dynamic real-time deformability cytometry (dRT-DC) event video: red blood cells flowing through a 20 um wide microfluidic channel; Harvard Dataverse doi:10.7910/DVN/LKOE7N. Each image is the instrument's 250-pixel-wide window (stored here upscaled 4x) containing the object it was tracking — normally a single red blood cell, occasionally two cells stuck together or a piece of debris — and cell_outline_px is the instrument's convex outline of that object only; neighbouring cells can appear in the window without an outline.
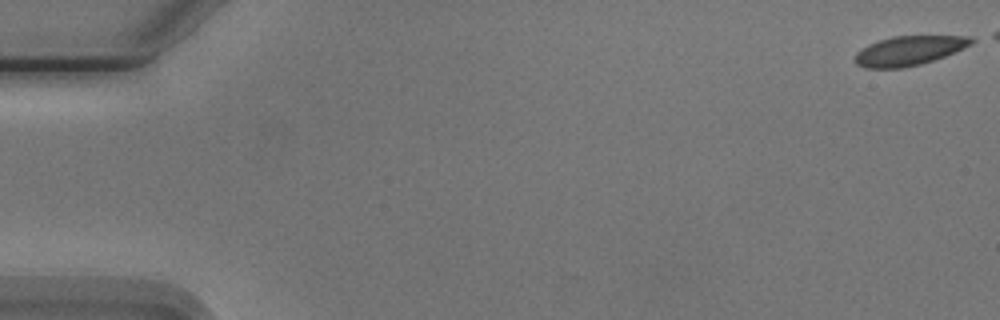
{"species": "Egyptian fruit bat (a non-hibernating species)", "species_latin": "Rousettus aegyptiacus", "temperature_condition": "cold", "stored_images_in_passage": 8, "camera_frame_rate_fps": 3000, "um_per_image_px": 0.085, "animal": {"sex": "male"}, "frame": {"image": 1, "passage_image": 1, "time_ms": 0.0, "image_size_px": [1000, 320], "cell_outline_px": [[980, 40], [956, 52], [920, 64], [904, 68], [864, 68], [856, 64], [856, 52], [868, 44], [892, 36], [972, 36]], "centroid_in_image_um": [77.32, 4.3], "position_along_channel_um": 7.7, "area_um2": 20.06}}
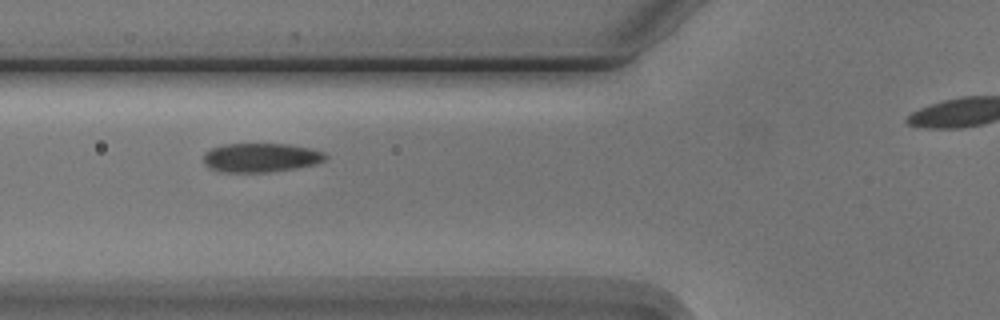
{"frame": {"image": 2, "passage_image": 7, "time_ms": 6.667, "image_size_px": [1000, 320], "cell_outline_px": [[328, 156], [324, 160], [316, 164], [296, 168], [268, 172], [220, 172], [208, 168], [204, 164], [204, 152], [212, 148], [224, 144], [288, 144], [312, 148], [324, 152]], "centroid_in_image_um": [22.17, 13.4], "position_along_channel_um": 103.6, "area_um2": 20.81}}
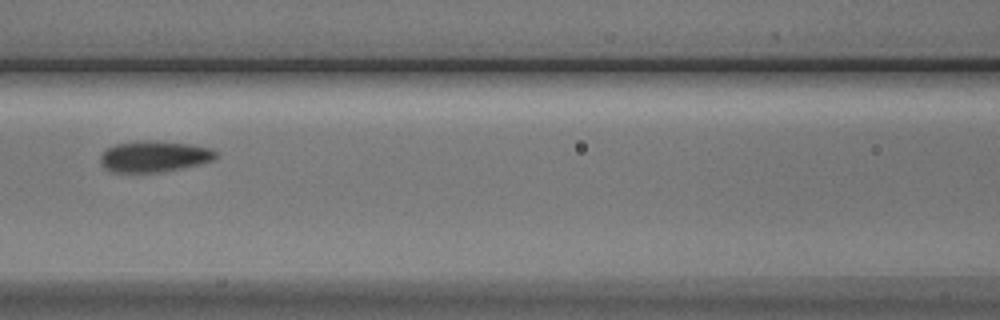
{"frame": {"image": 3, "passage_image": 8, "time_ms": 8.0, "image_size_px": [1000, 320], "cell_outline_px": [[216, 160], [200, 164], [160, 172], [112, 172], [104, 168], [100, 164], [100, 156], [108, 148], [116, 144], [140, 140], [148, 140], [192, 144], [212, 148], [216, 152]], "centroid_in_image_um": [13.12, 13.29], "position_along_channel_um": 153.5, "area_um2": 21.04}}